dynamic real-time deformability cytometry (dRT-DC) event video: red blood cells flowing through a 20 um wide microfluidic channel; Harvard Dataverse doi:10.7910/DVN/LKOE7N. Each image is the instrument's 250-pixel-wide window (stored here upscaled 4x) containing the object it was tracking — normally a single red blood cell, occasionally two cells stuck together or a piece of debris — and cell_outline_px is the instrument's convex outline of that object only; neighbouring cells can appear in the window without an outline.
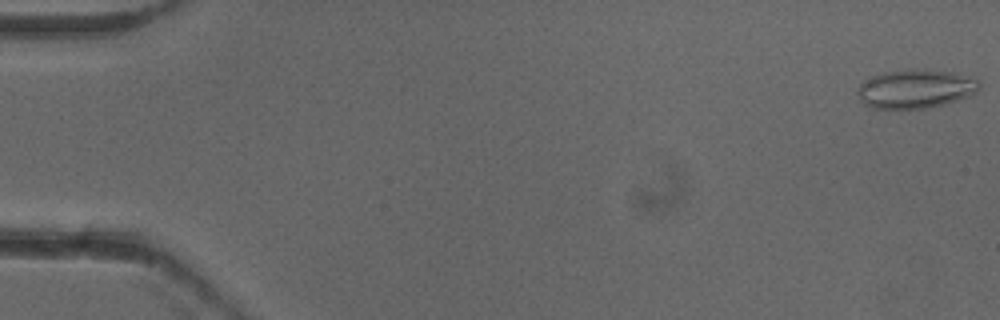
{"species": "common noctule bat (a hibernating species)", "species_latin": "Nyctalus noctula", "temperature_condition": "cold", "stored_images_in_passage": 16, "camera_frame_rate_fps": 3000, "um_per_image_px": 0.085, "animal": {"sex": "female"}, "frame": {"image": 1, "passage_image": 1, "time_ms": 0.0, "image_size_px": [1000, 320], "cell_outline_px": [[980, 88], [976, 92], [968, 96], [944, 104], [928, 108], [872, 108], [864, 104], [860, 100], [856, 92], [856, 88], [868, 76], [884, 72], [904, 68], [924, 68], [952, 72], [980, 80]], "centroid_in_image_um": [77.78, 7.52], "position_along_channel_um": 7.2, "area_um2": 28.03}}